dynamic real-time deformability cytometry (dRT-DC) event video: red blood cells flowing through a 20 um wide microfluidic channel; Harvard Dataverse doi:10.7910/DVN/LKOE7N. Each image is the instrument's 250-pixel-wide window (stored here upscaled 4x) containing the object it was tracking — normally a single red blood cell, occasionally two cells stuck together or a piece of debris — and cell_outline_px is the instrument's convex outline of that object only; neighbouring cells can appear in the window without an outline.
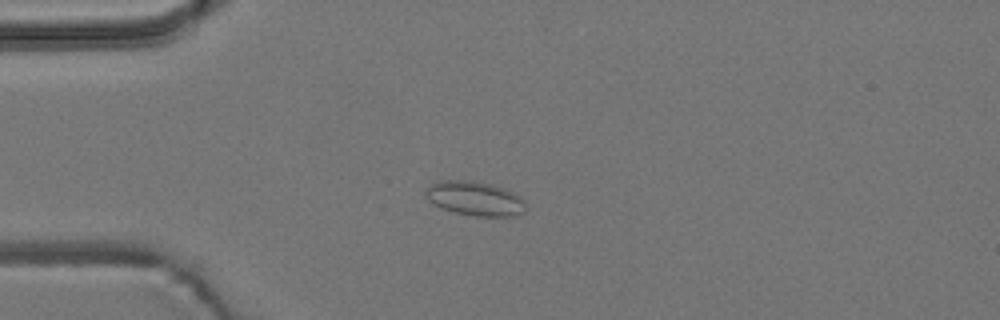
{"species": "common noctule bat (a hibernating species)", "species_latin": "Nyctalus noctula", "temperature_condition": "room temperature", "stored_images_in_passage": 1, "camera_frame_rate_fps": 3000, "um_per_image_px": 0.085, "animal": {"sex": "male", "body_mass_g": 19.2, "forearm_length_mm": 51.8}, "frame": {"image": 1, "passage_image": 1, "time_ms": 0.0, "image_size_px": [1000, 320], "cell_outline_px": [[524, 212], [516, 216], [476, 216], [456, 212], [444, 208], [428, 200], [424, 192], [432, 184], [440, 180], [472, 180], [504, 188], [520, 196], [524, 200]], "centroid_in_image_um": [40.38, 16.86], "position_along_channel_um": 44.6, "area_um2": 19.71}}